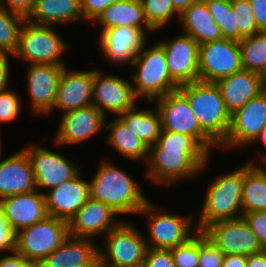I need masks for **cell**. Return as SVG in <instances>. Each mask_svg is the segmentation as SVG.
Segmentation results:
<instances>
[{"label": "cell", "mask_w": 266, "mask_h": 267, "mask_svg": "<svg viewBox=\"0 0 266 267\" xmlns=\"http://www.w3.org/2000/svg\"><path fill=\"white\" fill-rule=\"evenodd\" d=\"M147 33L142 28L113 27L100 32L98 49L114 65L132 64L138 52L147 45Z\"/></svg>", "instance_id": "obj_17"}, {"label": "cell", "mask_w": 266, "mask_h": 267, "mask_svg": "<svg viewBox=\"0 0 266 267\" xmlns=\"http://www.w3.org/2000/svg\"><path fill=\"white\" fill-rule=\"evenodd\" d=\"M2 142H1V135H0V159H1V156H2Z\"/></svg>", "instance_id": "obj_55"}, {"label": "cell", "mask_w": 266, "mask_h": 267, "mask_svg": "<svg viewBox=\"0 0 266 267\" xmlns=\"http://www.w3.org/2000/svg\"><path fill=\"white\" fill-rule=\"evenodd\" d=\"M65 65L30 64L26 78L30 104L36 114H50L56 99L58 82Z\"/></svg>", "instance_id": "obj_21"}, {"label": "cell", "mask_w": 266, "mask_h": 267, "mask_svg": "<svg viewBox=\"0 0 266 267\" xmlns=\"http://www.w3.org/2000/svg\"><path fill=\"white\" fill-rule=\"evenodd\" d=\"M15 237L16 233L12 230L0 208V253L15 251Z\"/></svg>", "instance_id": "obj_43"}, {"label": "cell", "mask_w": 266, "mask_h": 267, "mask_svg": "<svg viewBox=\"0 0 266 267\" xmlns=\"http://www.w3.org/2000/svg\"><path fill=\"white\" fill-rule=\"evenodd\" d=\"M158 43L164 48L169 74L179 86L199 81V45L192 37L183 33Z\"/></svg>", "instance_id": "obj_16"}, {"label": "cell", "mask_w": 266, "mask_h": 267, "mask_svg": "<svg viewBox=\"0 0 266 267\" xmlns=\"http://www.w3.org/2000/svg\"><path fill=\"white\" fill-rule=\"evenodd\" d=\"M148 24L156 31L170 22L173 17L179 18L171 0H140Z\"/></svg>", "instance_id": "obj_36"}, {"label": "cell", "mask_w": 266, "mask_h": 267, "mask_svg": "<svg viewBox=\"0 0 266 267\" xmlns=\"http://www.w3.org/2000/svg\"><path fill=\"white\" fill-rule=\"evenodd\" d=\"M211 16L219 25L223 38L241 41L244 37L235 28V16L231 3L222 0H204Z\"/></svg>", "instance_id": "obj_35"}, {"label": "cell", "mask_w": 266, "mask_h": 267, "mask_svg": "<svg viewBox=\"0 0 266 267\" xmlns=\"http://www.w3.org/2000/svg\"><path fill=\"white\" fill-rule=\"evenodd\" d=\"M29 261L13 251L12 254L0 257V267H24Z\"/></svg>", "instance_id": "obj_48"}, {"label": "cell", "mask_w": 266, "mask_h": 267, "mask_svg": "<svg viewBox=\"0 0 266 267\" xmlns=\"http://www.w3.org/2000/svg\"><path fill=\"white\" fill-rule=\"evenodd\" d=\"M247 256L242 254L224 255L222 267H246Z\"/></svg>", "instance_id": "obj_49"}, {"label": "cell", "mask_w": 266, "mask_h": 267, "mask_svg": "<svg viewBox=\"0 0 266 267\" xmlns=\"http://www.w3.org/2000/svg\"><path fill=\"white\" fill-rule=\"evenodd\" d=\"M260 31H266V0H249Z\"/></svg>", "instance_id": "obj_46"}, {"label": "cell", "mask_w": 266, "mask_h": 267, "mask_svg": "<svg viewBox=\"0 0 266 267\" xmlns=\"http://www.w3.org/2000/svg\"><path fill=\"white\" fill-rule=\"evenodd\" d=\"M106 119L94 105L62 113L54 145H74L88 141L105 128Z\"/></svg>", "instance_id": "obj_18"}, {"label": "cell", "mask_w": 266, "mask_h": 267, "mask_svg": "<svg viewBox=\"0 0 266 267\" xmlns=\"http://www.w3.org/2000/svg\"><path fill=\"white\" fill-rule=\"evenodd\" d=\"M143 267H175L170 249L147 248Z\"/></svg>", "instance_id": "obj_42"}, {"label": "cell", "mask_w": 266, "mask_h": 267, "mask_svg": "<svg viewBox=\"0 0 266 267\" xmlns=\"http://www.w3.org/2000/svg\"><path fill=\"white\" fill-rule=\"evenodd\" d=\"M105 129L109 131L106 142L125 158L135 161L144 159L145 163L149 156V147L137 138L117 116L114 120L106 122Z\"/></svg>", "instance_id": "obj_31"}, {"label": "cell", "mask_w": 266, "mask_h": 267, "mask_svg": "<svg viewBox=\"0 0 266 267\" xmlns=\"http://www.w3.org/2000/svg\"><path fill=\"white\" fill-rule=\"evenodd\" d=\"M231 8L235 16V28H239V32L244 38L261 32L249 0H236L231 3Z\"/></svg>", "instance_id": "obj_37"}, {"label": "cell", "mask_w": 266, "mask_h": 267, "mask_svg": "<svg viewBox=\"0 0 266 267\" xmlns=\"http://www.w3.org/2000/svg\"><path fill=\"white\" fill-rule=\"evenodd\" d=\"M199 81L216 83L243 69L239 41L220 39L199 45Z\"/></svg>", "instance_id": "obj_11"}, {"label": "cell", "mask_w": 266, "mask_h": 267, "mask_svg": "<svg viewBox=\"0 0 266 267\" xmlns=\"http://www.w3.org/2000/svg\"><path fill=\"white\" fill-rule=\"evenodd\" d=\"M137 100L131 81L117 75L104 74L98 69L94 70L92 105L105 117L107 111L117 117L134 108Z\"/></svg>", "instance_id": "obj_15"}, {"label": "cell", "mask_w": 266, "mask_h": 267, "mask_svg": "<svg viewBox=\"0 0 266 267\" xmlns=\"http://www.w3.org/2000/svg\"><path fill=\"white\" fill-rule=\"evenodd\" d=\"M44 194L36 189L27 193L7 196L0 200V208L15 233L48 216Z\"/></svg>", "instance_id": "obj_22"}, {"label": "cell", "mask_w": 266, "mask_h": 267, "mask_svg": "<svg viewBox=\"0 0 266 267\" xmlns=\"http://www.w3.org/2000/svg\"><path fill=\"white\" fill-rule=\"evenodd\" d=\"M116 1L118 0H80L84 21L86 19L93 22L102 11Z\"/></svg>", "instance_id": "obj_44"}, {"label": "cell", "mask_w": 266, "mask_h": 267, "mask_svg": "<svg viewBox=\"0 0 266 267\" xmlns=\"http://www.w3.org/2000/svg\"><path fill=\"white\" fill-rule=\"evenodd\" d=\"M156 208L149 200L138 212L139 215L142 213V215H146V220L149 223L148 237L147 235L144 237L148 248L172 249L177 245L186 243L197 233L198 230L193 225L195 221H192L194 215L165 213Z\"/></svg>", "instance_id": "obj_7"}, {"label": "cell", "mask_w": 266, "mask_h": 267, "mask_svg": "<svg viewBox=\"0 0 266 267\" xmlns=\"http://www.w3.org/2000/svg\"><path fill=\"white\" fill-rule=\"evenodd\" d=\"M24 267H41L39 262H31L29 261Z\"/></svg>", "instance_id": "obj_53"}, {"label": "cell", "mask_w": 266, "mask_h": 267, "mask_svg": "<svg viewBox=\"0 0 266 267\" xmlns=\"http://www.w3.org/2000/svg\"><path fill=\"white\" fill-rule=\"evenodd\" d=\"M258 141H260V143H261V141H262V143H263V144L265 145V147H266V124H265V126L263 127L261 133L258 135V137L256 138V140H255L253 143H255V142L257 143ZM261 161L265 162V163H263V164L266 165V153H265L264 155H262V157H261Z\"/></svg>", "instance_id": "obj_52"}, {"label": "cell", "mask_w": 266, "mask_h": 267, "mask_svg": "<svg viewBox=\"0 0 266 267\" xmlns=\"http://www.w3.org/2000/svg\"><path fill=\"white\" fill-rule=\"evenodd\" d=\"M216 84L230 114L266 89L263 76L245 69L220 79Z\"/></svg>", "instance_id": "obj_24"}, {"label": "cell", "mask_w": 266, "mask_h": 267, "mask_svg": "<svg viewBox=\"0 0 266 267\" xmlns=\"http://www.w3.org/2000/svg\"><path fill=\"white\" fill-rule=\"evenodd\" d=\"M181 29L198 45L223 39L219 25L211 16L204 0H195L180 15Z\"/></svg>", "instance_id": "obj_27"}, {"label": "cell", "mask_w": 266, "mask_h": 267, "mask_svg": "<svg viewBox=\"0 0 266 267\" xmlns=\"http://www.w3.org/2000/svg\"><path fill=\"white\" fill-rule=\"evenodd\" d=\"M255 163L243 165L242 215L266 211V168Z\"/></svg>", "instance_id": "obj_30"}, {"label": "cell", "mask_w": 266, "mask_h": 267, "mask_svg": "<svg viewBox=\"0 0 266 267\" xmlns=\"http://www.w3.org/2000/svg\"><path fill=\"white\" fill-rule=\"evenodd\" d=\"M224 255L245 256L264 251L258 237L252 232L243 217L216 221L202 231Z\"/></svg>", "instance_id": "obj_14"}, {"label": "cell", "mask_w": 266, "mask_h": 267, "mask_svg": "<svg viewBox=\"0 0 266 267\" xmlns=\"http://www.w3.org/2000/svg\"><path fill=\"white\" fill-rule=\"evenodd\" d=\"M187 98L200 128L219 146L228 134L231 114L216 83L196 81L179 86Z\"/></svg>", "instance_id": "obj_3"}, {"label": "cell", "mask_w": 266, "mask_h": 267, "mask_svg": "<svg viewBox=\"0 0 266 267\" xmlns=\"http://www.w3.org/2000/svg\"><path fill=\"white\" fill-rule=\"evenodd\" d=\"M55 26L30 23L25 20L18 36V46L12 56L29 64L65 65L61 57L69 49Z\"/></svg>", "instance_id": "obj_6"}, {"label": "cell", "mask_w": 266, "mask_h": 267, "mask_svg": "<svg viewBox=\"0 0 266 267\" xmlns=\"http://www.w3.org/2000/svg\"><path fill=\"white\" fill-rule=\"evenodd\" d=\"M264 250H266V211L248 212L242 215Z\"/></svg>", "instance_id": "obj_41"}, {"label": "cell", "mask_w": 266, "mask_h": 267, "mask_svg": "<svg viewBox=\"0 0 266 267\" xmlns=\"http://www.w3.org/2000/svg\"><path fill=\"white\" fill-rule=\"evenodd\" d=\"M161 117L162 130L193 137L209 154L219 146L200 128L189 101L179 91L167 93L153 101Z\"/></svg>", "instance_id": "obj_10"}, {"label": "cell", "mask_w": 266, "mask_h": 267, "mask_svg": "<svg viewBox=\"0 0 266 267\" xmlns=\"http://www.w3.org/2000/svg\"><path fill=\"white\" fill-rule=\"evenodd\" d=\"M175 267H198L199 265V231L186 243L170 249Z\"/></svg>", "instance_id": "obj_38"}, {"label": "cell", "mask_w": 266, "mask_h": 267, "mask_svg": "<svg viewBox=\"0 0 266 267\" xmlns=\"http://www.w3.org/2000/svg\"><path fill=\"white\" fill-rule=\"evenodd\" d=\"M174 10L180 15L195 0H171Z\"/></svg>", "instance_id": "obj_51"}, {"label": "cell", "mask_w": 266, "mask_h": 267, "mask_svg": "<svg viewBox=\"0 0 266 267\" xmlns=\"http://www.w3.org/2000/svg\"><path fill=\"white\" fill-rule=\"evenodd\" d=\"M266 124V89L231 114L226 139L219 145L221 150L246 147L252 144Z\"/></svg>", "instance_id": "obj_13"}, {"label": "cell", "mask_w": 266, "mask_h": 267, "mask_svg": "<svg viewBox=\"0 0 266 267\" xmlns=\"http://www.w3.org/2000/svg\"><path fill=\"white\" fill-rule=\"evenodd\" d=\"M87 267H104L100 261V259H98L94 264L89 265Z\"/></svg>", "instance_id": "obj_54"}, {"label": "cell", "mask_w": 266, "mask_h": 267, "mask_svg": "<svg viewBox=\"0 0 266 267\" xmlns=\"http://www.w3.org/2000/svg\"><path fill=\"white\" fill-rule=\"evenodd\" d=\"M215 178L207 187L196 223L198 231L216 221L242 217L243 164L233 172Z\"/></svg>", "instance_id": "obj_5"}, {"label": "cell", "mask_w": 266, "mask_h": 267, "mask_svg": "<svg viewBox=\"0 0 266 267\" xmlns=\"http://www.w3.org/2000/svg\"><path fill=\"white\" fill-rule=\"evenodd\" d=\"M126 267H143V264H138V265H134V266H126Z\"/></svg>", "instance_id": "obj_56"}, {"label": "cell", "mask_w": 266, "mask_h": 267, "mask_svg": "<svg viewBox=\"0 0 266 267\" xmlns=\"http://www.w3.org/2000/svg\"><path fill=\"white\" fill-rule=\"evenodd\" d=\"M223 258V252L202 231H199L198 267H222Z\"/></svg>", "instance_id": "obj_39"}, {"label": "cell", "mask_w": 266, "mask_h": 267, "mask_svg": "<svg viewBox=\"0 0 266 267\" xmlns=\"http://www.w3.org/2000/svg\"><path fill=\"white\" fill-rule=\"evenodd\" d=\"M68 236V222L48 215L16 233L15 251L28 261L41 262Z\"/></svg>", "instance_id": "obj_8"}, {"label": "cell", "mask_w": 266, "mask_h": 267, "mask_svg": "<svg viewBox=\"0 0 266 267\" xmlns=\"http://www.w3.org/2000/svg\"><path fill=\"white\" fill-rule=\"evenodd\" d=\"M117 215L105 203L89 197L68 222V233L73 237L93 240L94 237L105 236L122 222L117 220Z\"/></svg>", "instance_id": "obj_19"}, {"label": "cell", "mask_w": 266, "mask_h": 267, "mask_svg": "<svg viewBox=\"0 0 266 267\" xmlns=\"http://www.w3.org/2000/svg\"><path fill=\"white\" fill-rule=\"evenodd\" d=\"M11 54L0 53V92L8 89L7 85L10 79V62Z\"/></svg>", "instance_id": "obj_47"}, {"label": "cell", "mask_w": 266, "mask_h": 267, "mask_svg": "<svg viewBox=\"0 0 266 267\" xmlns=\"http://www.w3.org/2000/svg\"><path fill=\"white\" fill-rule=\"evenodd\" d=\"M89 182L90 198L101 201L118 215L138 214L149 201L126 171L109 161L99 164Z\"/></svg>", "instance_id": "obj_2"}, {"label": "cell", "mask_w": 266, "mask_h": 267, "mask_svg": "<svg viewBox=\"0 0 266 267\" xmlns=\"http://www.w3.org/2000/svg\"><path fill=\"white\" fill-rule=\"evenodd\" d=\"M25 20V17L20 14L0 8V53L13 55Z\"/></svg>", "instance_id": "obj_34"}, {"label": "cell", "mask_w": 266, "mask_h": 267, "mask_svg": "<svg viewBox=\"0 0 266 267\" xmlns=\"http://www.w3.org/2000/svg\"><path fill=\"white\" fill-rule=\"evenodd\" d=\"M263 79H264V82L266 84V71H265V74L263 75Z\"/></svg>", "instance_id": "obj_58"}, {"label": "cell", "mask_w": 266, "mask_h": 267, "mask_svg": "<svg viewBox=\"0 0 266 267\" xmlns=\"http://www.w3.org/2000/svg\"><path fill=\"white\" fill-rule=\"evenodd\" d=\"M23 150L30 160L37 190L56 188L81 172L79 166L66 159L61 152H53L36 144L24 146Z\"/></svg>", "instance_id": "obj_12"}, {"label": "cell", "mask_w": 266, "mask_h": 267, "mask_svg": "<svg viewBox=\"0 0 266 267\" xmlns=\"http://www.w3.org/2000/svg\"><path fill=\"white\" fill-rule=\"evenodd\" d=\"M30 23L58 26L83 21L80 0H34L25 18Z\"/></svg>", "instance_id": "obj_28"}, {"label": "cell", "mask_w": 266, "mask_h": 267, "mask_svg": "<svg viewBox=\"0 0 266 267\" xmlns=\"http://www.w3.org/2000/svg\"><path fill=\"white\" fill-rule=\"evenodd\" d=\"M20 96L13 90H4L0 92V122L8 123L18 118L21 108Z\"/></svg>", "instance_id": "obj_40"}, {"label": "cell", "mask_w": 266, "mask_h": 267, "mask_svg": "<svg viewBox=\"0 0 266 267\" xmlns=\"http://www.w3.org/2000/svg\"><path fill=\"white\" fill-rule=\"evenodd\" d=\"M94 23L103 26L102 31L122 26L142 28L145 32L155 31L147 22L140 0H118L102 11Z\"/></svg>", "instance_id": "obj_29"}, {"label": "cell", "mask_w": 266, "mask_h": 267, "mask_svg": "<svg viewBox=\"0 0 266 267\" xmlns=\"http://www.w3.org/2000/svg\"><path fill=\"white\" fill-rule=\"evenodd\" d=\"M129 221H122L105 234V248L99 249L104 267H126L143 264L147 251L144 236Z\"/></svg>", "instance_id": "obj_9"}, {"label": "cell", "mask_w": 266, "mask_h": 267, "mask_svg": "<svg viewBox=\"0 0 266 267\" xmlns=\"http://www.w3.org/2000/svg\"><path fill=\"white\" fill-rule=\"evenodd\" d=\"M246 267H266V250L248 255Z\"/></svg>", "instance_id": "obj_50"}, {"label": "cell", "mask_w": 266, "mask_h": 267, "mask_svg": "<svg viewBox=\"0 0 266 267\" xmlns=\"http://www.w3.org/2000/svg\"><path fill=\"white\" fill-rule=\"evenodd\" d=\"M222 1L227 2V3H233L236 0H222Z\"/></svg>", "instance_id": "obj_57"}, {"label": "cell", "mask_w": 266, "mask_h": 267, "mask_svg": "<svg viewBox=\"0 0 266 267\" xmlns=\"http://www.w3.org/2000/svg\"><path fill=\"white\" fill-rule=\"evenodd\" d=\"M45 193L47 214L69 222L90 197L89 180L82 179L80 172L71 180Z\"/></svg>", "instance_id": "obj_23"}, {"label": "cell", "mask_w": 266, "mask_h": 267, "mask_svg": "<svg viewBox=\"0 0 266 267\" xmlns=\"http://www.w3.org/2000/svg\"><path fill=\"white\" fill-rule=\"evenodd\" d=\"M36 189L32 166L23 149L3 160L0 159V200Z\"/></svg>", "instance_id": "obj_25"}, {"label": "cell", "mask_w": 266, "mask_h": 267, "mask_svg": "<svg viewBox=\"0 0 266 267\" xmlns=\"http://www.w3.org/2000/svg\"><path fill=\"white\" fill-rule=\"evenodd\" d=\"M239 47L243 69L263 76L266 71V31L243 38Z\"/></svg>", "instance_id": "obj_33"}, {"label": "cell", "mask_w": 266, "mask_h": 267, "mask_svg": "<svg viewBox=\"0 0 266 267\" xmlns=\"http://www.w3.org/2000/svg\"><path fill=\"white\" fill-rule=\"evenodd\" d=\"M34 0H0V8L20 14L25 18L31 12Z\"/></svg>", "instance_id": "obj_45"}, {"label": "cell", "mask_w": 266, "mask_h": 267, "mask_svg": "<svg viewBox=\"0 0 266 267\" xmlns=\"http://www.w3.org/2000/svg\"><path fill=\"white\" fill-rule=\"evenodd\" d=\"M138 52L132 62V75L130 77L135 97L145 98L149 103L163 97L167 93L178 90L179 85L171 78L164 48L157 42L148 49ZM140 98V99H139Z\"/></svg>", "instance_id": "obj_4"}, {"label": "cell", "mask_w": 266, "mask_h": 267, "mask_svg": "<svg viewBox=\"0 0 266 267\" xmlns=\"http://www.w3.org/2000/svg\"><path fill=\"white\" fill-rule=\"evenodd\" d=\"M93 242L92 239L69 235L39 263L41 267H87L99 259V247Z\"/></svg>", "instance_id": "obj_26"}, {"label": "cell", "mask_w": 266, "mask_h": 267, "mask_svg": "<svg viewBox=\"0 0 266 267\" xmlns=\"http://www.w3.org/2000/svg\"><path fill=\"white\" fill-rule=\"evenodd\" d=\"M136 107L119 114L118 117L137 138L150 147L157 142L162 131L160 114L157 108L137 110Z\"/></svg>", "instance_id": "obj_32"}, {"label": "cell", "mask_w": 266, "mask_h": 267, "mask_svg": "<svg viewBox=\"0 0 266 267\" xmlns=\"http://www.w3.org/2000/svg\"><path fill=\"white\" fill-rule=\"evenodd\" d=\"M209 156L193 137L162 130L157 142L149 147L146 177L165 186L191 179L205 171Z\"/></svg>", "instance_id": "obj_1"}, {"label": "cell", "mask_w": 266, "mask_h": 267, "mask_svg": "<svg viewBox=\"0 0 266 267\" xmlns=\"http://www.w3.org/2000/svg\"><path fill=\"white\" fill-rule=\"evenodd\" d=\"M94 69L71 70L63 68L56 92L54 109L62 113L92 105Z\"/></svg>", "instance_id": "obj_20"}]
</instances>
